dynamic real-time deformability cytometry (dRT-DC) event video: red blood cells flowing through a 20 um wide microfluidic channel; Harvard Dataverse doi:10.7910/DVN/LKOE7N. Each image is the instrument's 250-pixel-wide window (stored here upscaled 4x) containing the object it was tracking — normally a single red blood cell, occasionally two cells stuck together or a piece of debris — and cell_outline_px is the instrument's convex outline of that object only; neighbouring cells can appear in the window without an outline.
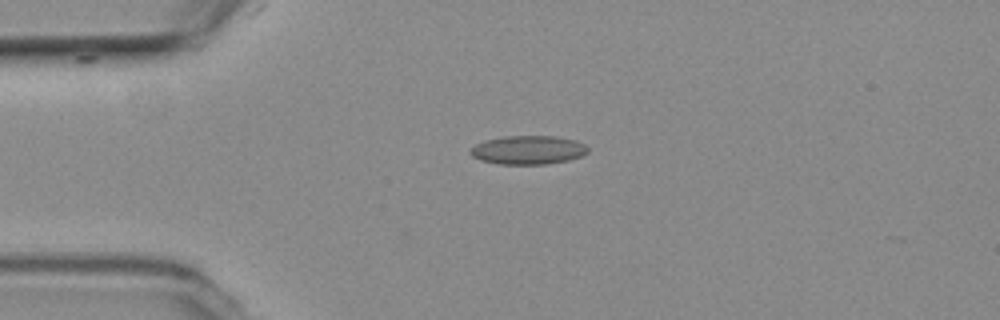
{"species": "common noctule bat (a hibernating species)", "species_latin": "Nyctalus noctula", "temperature_condition": "room temperature", "stored_images_in_passage": 35, "camera_frame_rate_fps": 3000, "um_per_image_px": 0.085, "animal": {"sex": "female", "body_mass_g": 19.3, "forearm_length_mm": 54.1}, "frame": {"image": 1, "passage_image": 1, "time_ms": 0.0, "image_size_px": [1000, 320], "cell_outline_px": [[588, 152], [580, 156], [568, 160], [544, 164], [500, 164], [480, 160], [472, 156], [468, 152], [476, 144], [484, 140], [504, 136], [556, 136], [576, 140], [584, 144], [588, 148]], "centroid_in_image_um": [44.88, 12.74], "position_along_channel_um": 40.1, "area_um2": 19.65}}
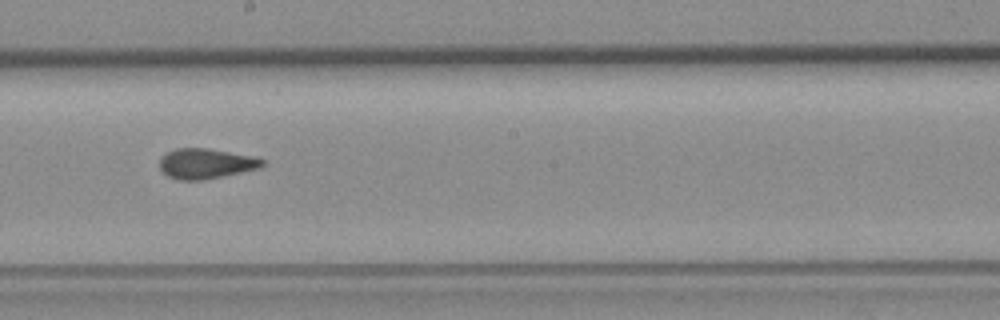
{"frame": {"image": 2, "passage_image": 18, "time_ms": 5.667, "image_size_px": [1000, 320], "cell_outline_px": [[264, 164], [256, 168], [240, 172], [204, 180], [180, 180], [168, 176], [160, 168], [160, 160], [168, 152], [176, 148], [208, 148], [252, 156], [264, 160]], "centroid_in_image_um": [17.47, 13.9], "position_along_channel_um": 230.7, "area_um2": 17.69}}
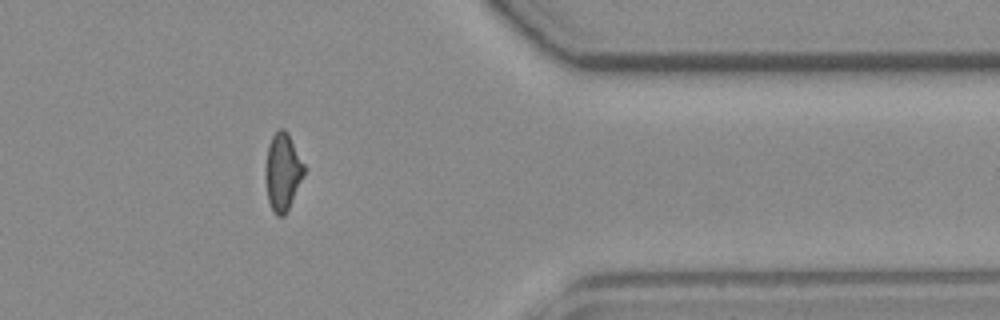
{"frame": {"image": 3, "passage_image": 32, "time_ms": 10.333, "image_size_px": [1000, 320], "cell_outline_px": [[304, 176], [284, 216], [276, 216], [268, 200], [264, 176], [264, 172], [268, 144], [272, 136], [280, 128], [284, 128], [288, 132], [304, 164]], "centroid_in_image_um": [24.01, 14.59], "position_along_channel_um": 387.4, "area_um2": 17.46}, "authors_computed_cell_mechanics": {"area_um2": 18.1492, "velocity_mm_per_s": 3.7976, "shape_relaxation_time_tau1_ms": null, "shape_relaxation_time_tau2_ms": 1.5346, "deformation_change_tau1": null, "deformation_change_tau2": 0.0818}}